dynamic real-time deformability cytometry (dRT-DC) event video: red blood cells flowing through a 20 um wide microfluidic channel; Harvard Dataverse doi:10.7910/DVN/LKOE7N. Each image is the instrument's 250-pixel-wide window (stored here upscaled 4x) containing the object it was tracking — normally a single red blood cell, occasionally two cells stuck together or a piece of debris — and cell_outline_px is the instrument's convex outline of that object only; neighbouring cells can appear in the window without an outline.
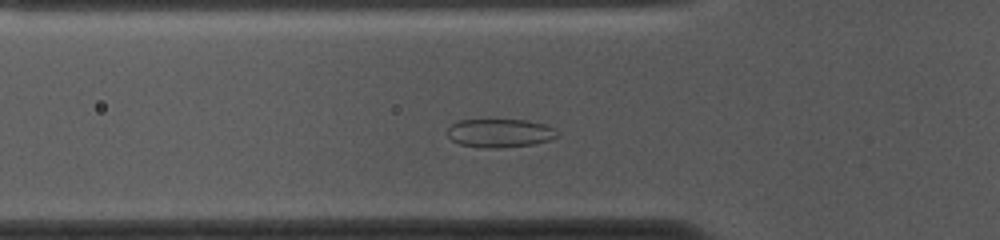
{"species": "common noctule bat (a hibernating species)", "species_latin": "Nyctalus noctula", "temperature_condition": "cold", "stored_images_in_passage": 45, "camera_frame_rate_fps": 3000, "um_per_image_px": 0.085, "animal": {"sex": "female", "body_mass_g": 10.0, "forearm_length_mm": 53.1}, "frame": {"image": 1, "passage_image": 8, "time_ms": 2.333, "image_size_px": [1000, 240], "cell_outline_px": [[560, 136], [552, 140], [532, 144], [500, 148], [488, 148], [460, 144], [452, 140], [444, 132], [452, 124], [460, 120], [528, 120], [544, 124], [556, 128], [560, 132]], "centroid_in_image_um": [42.54, 11.31], "position_along_channel_um": 83.3, "area_um2": 18.5}}
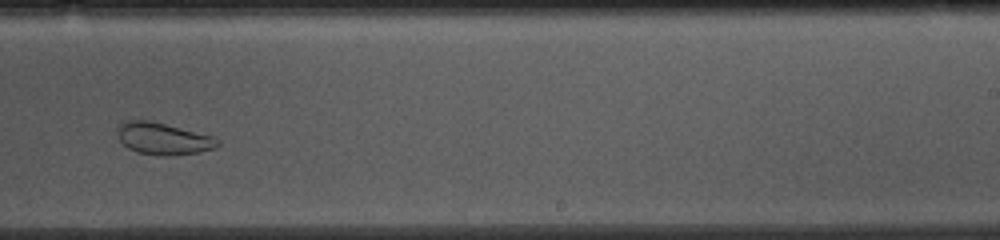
{"frame": {"image": 2, "passage_image": 24, "time_ms": 7.667, "image_size_px": [1000, 240], "cell_outline_px": [[220, 144], [216, 148], [200, 152], [172, 156], [164, 156], [136, 152], [128, 148], [120, 140], [120, 124], [128, 120], [148, 120], [212, 136], [220, 140]], "centroid_in_image_um": [13.93, 11.81], "position_along_channel_um": 275.1, "area_um2": 18.32}}
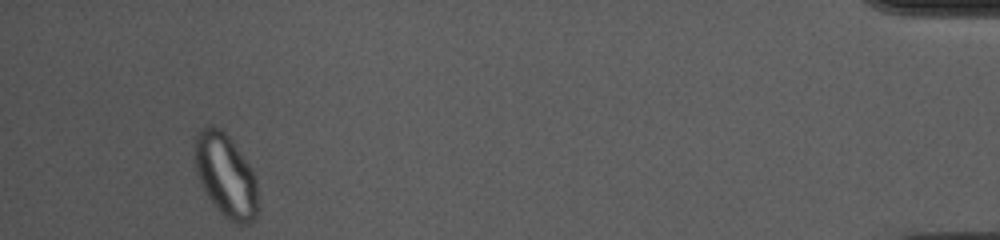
{"frame": {"image": 3, "passage_image": 42, "time_ms": 13.667, "image_size_px": [1000, 240], "cell_outline_px": [[256, 216], [248, 224], [236, 224], [228, 220], [216, 208], [200, 184], [196, 172], [196, 136], [200, 128], [208, 124], [212, 124], [220, 128], [232, 140], [244, 156], [252, 168], [256, 176]], "centroid_in_image_um": [19.19, 14.89], "position_along_channel_um": 416.0, "area_um2": 30.58}}